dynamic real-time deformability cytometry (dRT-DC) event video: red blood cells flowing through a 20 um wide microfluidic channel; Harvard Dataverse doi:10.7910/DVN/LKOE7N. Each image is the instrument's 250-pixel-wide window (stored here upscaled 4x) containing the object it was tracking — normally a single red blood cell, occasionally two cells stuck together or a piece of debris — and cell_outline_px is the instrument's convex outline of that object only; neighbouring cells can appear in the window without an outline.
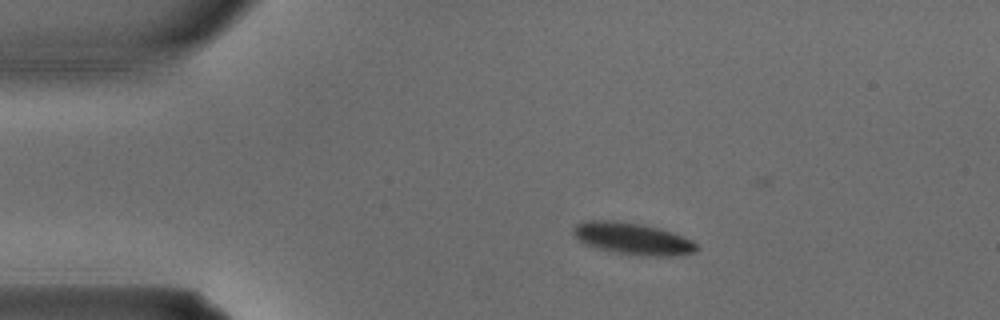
{"species": "common noctule bat (a hibernating species)", "species_latin": "Nyctalus noctula", "temperature_condition": "warm", "stored_images_in_passage": 2, "camera_frame_rate_fps": 3000, "um_per_image_px": 0.085, "animal": {"sex": "male", "body_mass_g": 15.6}, "frame": {"image": 1, "passage_image": 2, "time_ms": 0.333, "image_size_px": [1000, 320], "cell_outline_px": [[700, 248], [696, 252], [668, 256], [656, 256], [620, 252], [600, 248], [584, 244], [572, 232], [572, 228], [576, 224], [584, 220], [608, 220], [640, 224], [672, 232], [684, 236], [692, 240]], "centroid_in_image_um": [53.78, 20.26], "position_along_channel_um": 31.2, "area_um2": 22.37}}